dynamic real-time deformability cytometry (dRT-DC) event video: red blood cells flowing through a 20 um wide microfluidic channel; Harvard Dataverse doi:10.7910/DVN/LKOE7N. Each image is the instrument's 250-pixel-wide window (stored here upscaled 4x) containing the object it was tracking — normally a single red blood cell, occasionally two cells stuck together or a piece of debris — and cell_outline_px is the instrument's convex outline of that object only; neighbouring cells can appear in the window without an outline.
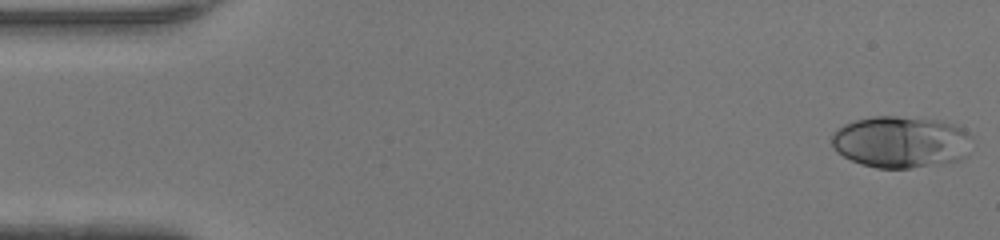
{"species": "human", "species_latin": "Homo sapiens", "temperature_condition": "warm", "stored_images_in_passage": 47, "camera_frame_rate_fps": 3000, "um_per_image_px": 0.085, "donor": {"sex": "female"}, "frame": {"image": 1, "passage_image": 1, "time_ms": 0.0, "image_size_px": [1000, 240], "cell_outline_px": [[972, 136], [968, 156], [960, 160], [940, 164], [912, 168], [876, 168], [860, 164], [836, 152], [832, 148], [832, 132], [844, 124], [856, 120], [872, 116], [896, 116], [940, 120], [964, 128]], "centroid_in_image_um": [76.6, 12.07], "position_along_channel_um": 8.4, "area_um2": 42.89}}
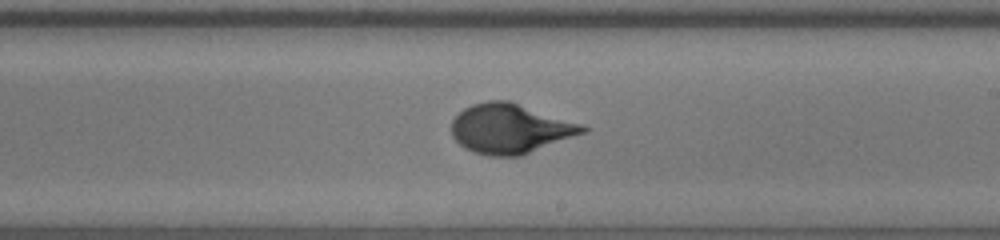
{"frame": {"image": 2, "passage_image": 27, "time_ms": 8.667, "image_size_px": [1000, 240], "cell_outline_px": [[588, 132], [520, 156], [488, 156], [464, 148], [452, 136], [452, 120], [464, 108], [472, 104], [488, 100], [508, 100], [584, 124], [588, 128]], "centroid_in_image_um": [43.4, 10.93], "position_along_channel_um": 245.6, "area_um2": 38.09}}
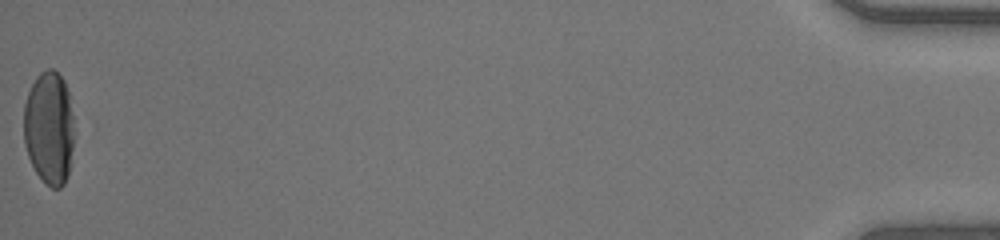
{"frame": {"image": 3, "passage_image": 47, "time_ms": 15.333, "image_size_px": [1000, 240], "cell_outline_px": [[72, 148], [68, 176], [64, 184], [60, 188], [52, 188], [36, 172], [28, 156], [24, 144], [24, 104], [28, 92], [36, 76], [40, 72], [48, 68], [52, 68], [64, 80], [68, 92], [72, 116]], "centroid_in_image_um": [4.16, 10.85], "position_along_channel_um": 431.0, "area_um2": 33.0}, "authors_computed_cell_mechanics": {"area_um2": 37.57, "velocity_mm_per_s": 4.3607, "shape_relaxation_time_tau1_ms": 4.6802, "shape_relaxation_time_tau2_ms": null, "deformation_change_tau1": 0.2347, "deformation_change_tau2": null}}